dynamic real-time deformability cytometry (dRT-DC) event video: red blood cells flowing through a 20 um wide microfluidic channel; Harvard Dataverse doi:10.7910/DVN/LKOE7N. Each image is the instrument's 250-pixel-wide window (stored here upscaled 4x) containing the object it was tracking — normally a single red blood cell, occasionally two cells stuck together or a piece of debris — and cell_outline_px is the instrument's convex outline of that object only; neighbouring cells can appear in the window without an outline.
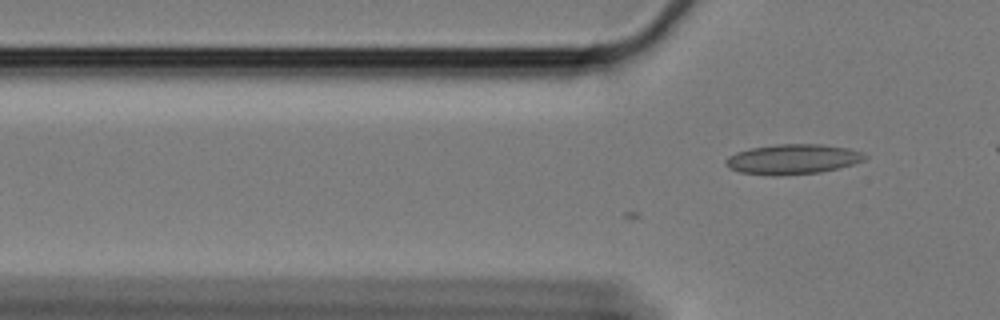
{"species": "Egyptian fruit bat (a non-hibernating species)", "species_latin": "Rousettus aegyptiacus", "temperature_condition": "cold", "stored_images_in_passage": 3, "camera_frame_rate_fps": 3000, "um_per_image_px": 0.085, "animal": {"sex": "female"}, "frame": {"image": 1, "passage_image": 3, "time_ms": 0.667, "image_size_px": [1000, 320], "cell_outline_px": [[868, 156], [864, 160], [840, 168], [820, 172], [776, 176], [772, 176], [740, 172], [728, 168], [724, 164], [724, 160], [728, 156], [736, 152], [752, 148], [776, 144], [820, 144], [848, 148], [860, 152]], "centroid_in_image_um": [67.34, 13.54], "position_along_channel_um": 58.5, "area_um2": 24.39}}